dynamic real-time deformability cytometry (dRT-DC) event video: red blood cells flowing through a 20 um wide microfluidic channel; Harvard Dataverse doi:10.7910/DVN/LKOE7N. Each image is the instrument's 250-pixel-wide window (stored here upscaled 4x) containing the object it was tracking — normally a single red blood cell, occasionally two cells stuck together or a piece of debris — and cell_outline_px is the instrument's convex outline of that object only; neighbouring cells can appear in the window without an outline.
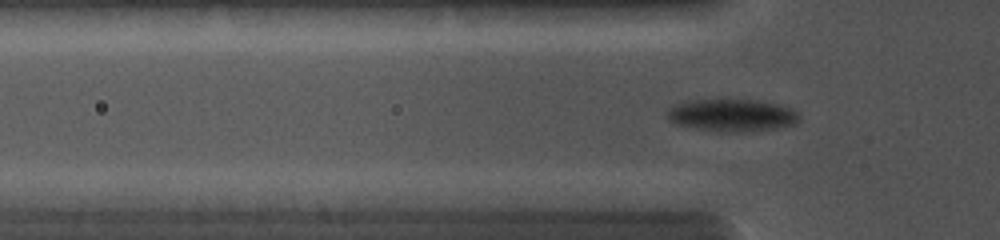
{"species": "common noctule bat (a hibernating species)", "species_latin": "Nyctalus noctula", "temperature_condition": "cold", "stored_images_in_passage": 44, "camera_frame_rate_fps": 5000, "um_per_image_px": 0.085, "animal": {"sex": "female", "body_mass_g": 19.0, "forearm_length_mm": 56.7}, "frame": {"image": 1, "passage_image": 18, "time_ms": 4.0, "image_size_px": [1000, 240], "cell_outline_px": [[800, 120], [792, 124], [776, 128], [720, 132], [696, 128], [676, 124], [668, 120], [664, 112], [672, 104], [688, 100], [752, 100], [776, 104], [792, 108], [800, 116]], "centroid_in_image_um": [62.12, 9.78], "position_along_channel_um": 63.7, "area_um2": 24.68}}
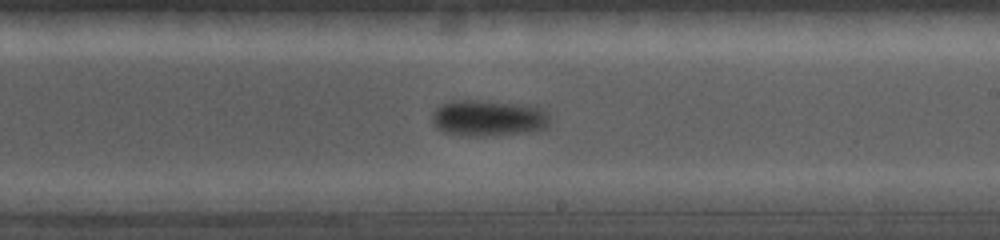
{"frame": {"image": 2, "passage_image": 36, "time_ms": 8.2, "image_size_px": [1000, 240], "cell_outline_px": [[548, 124], [544, 128], [528, 132], [484, 136], [464, 136], [444, 132], [436, 128], [432, 124], [432, 112], [440, 104], [452, 100], [476, 100], [536, 104], [548, 116]], "centroid_in_image_um": [41.47, 10.02], "position_along_channel_um": 247.5, "area_um2": 25.26}}
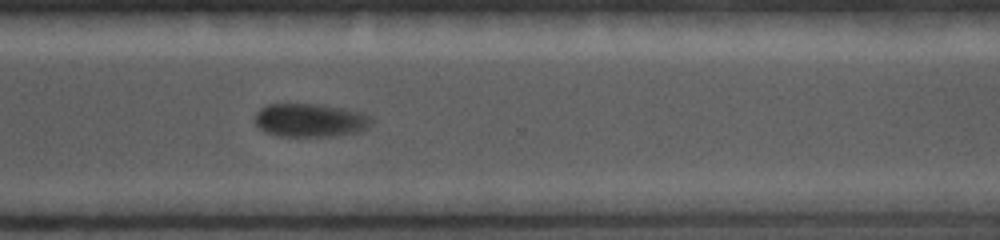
{"frame": {"image": 3, "passage_image": 42, "time_ms": 10.4, "image_size_px": [1000, 240], "cell_outline_px": [[372, 124], [368, 128], [360, 132], [332, 136], [276, 136], [264, 132], [256, 124], [256, 112], [260, 108], [268, 104], [316, 104], [340, 108], [360, 112], [368, 116], [372, 120]], "centroid_in_image_um": [26.35, 10.23], "position_along_channel_um": 344.2, "area_um2": 22.66}}